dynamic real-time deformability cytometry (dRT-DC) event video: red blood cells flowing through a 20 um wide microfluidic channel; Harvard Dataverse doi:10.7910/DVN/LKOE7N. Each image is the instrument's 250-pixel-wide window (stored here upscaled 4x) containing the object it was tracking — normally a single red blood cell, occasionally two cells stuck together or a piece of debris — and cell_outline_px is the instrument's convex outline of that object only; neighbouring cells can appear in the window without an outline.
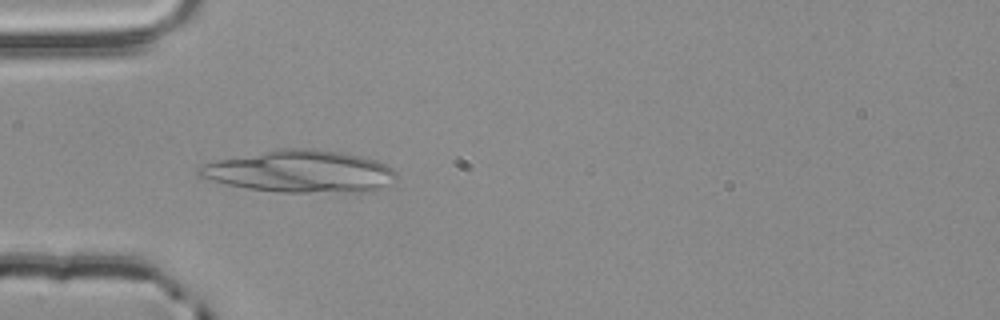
{"species": "common noctule bat (a hibernating species)", "species_latin": "Nyctalus noctula", "temperature_condition": "room temperature", "stored_images_in_passage": 8, "camera_frame_rate_fps": 3000, "um_per_image_px": 0.085, "animal": {"sex": "male", "body_mass_g": 20.4}, "frame": {"image": 1, "passage_image": 2, "time_ms": 0.333, "image_size_px": [1000, 320], "cell_outline_px": [[396, 180], [380, 188], [308, 192], [280, 192], [248, 188], [228, 184], [196, 176], [196, 168], [204, 164], [216, 160], [280, 148], [312, 148], [344, 152], [376, 160], [388, 164], [396, 172]], "centroid_in_image_um": [25.46, 14.54], "position_along_channel_um": 59.5, "area_um2": 47.8}}